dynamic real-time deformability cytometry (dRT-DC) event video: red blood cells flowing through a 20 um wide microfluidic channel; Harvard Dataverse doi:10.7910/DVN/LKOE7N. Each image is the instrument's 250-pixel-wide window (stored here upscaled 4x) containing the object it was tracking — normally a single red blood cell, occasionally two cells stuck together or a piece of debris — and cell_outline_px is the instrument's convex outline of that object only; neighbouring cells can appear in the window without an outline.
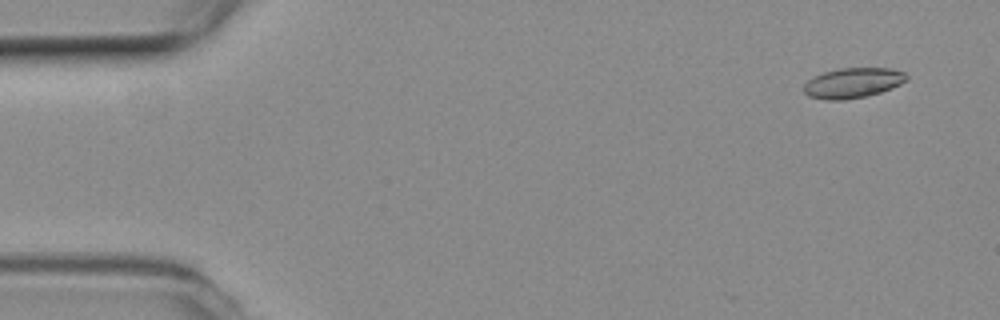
{"species": "common noctule bat (a hibernating species)", "species_latin": "Nyctalus noctula", "temperature_condition": "room temperature", "stored_images_in_passage": 12, "camera_frame_rate_fps": 3000, "um_per_image_px": 0.085, "animal": {"sex": "female", "body_mass_g": 19.3, "forearm_length_mm": 54.1}, "frame": {"image": 1, "passage_image": 4, "time_ms": 1.0, "image_size_px": [1000, 320], "cell_outline_px": [[908, 80], [892, 88], [880, 92], [864, 96], [844, 100], [824, 100], [808, 96], [804, 92], [804, 84], [808, 80], [824, 72], [840, 68], [892, 68], [904, 72], [908, 76]], "centroid_in_image_um": [72.5, 7.04], "position_along_channel_um": 12.5, "area_um2": 18.03}}